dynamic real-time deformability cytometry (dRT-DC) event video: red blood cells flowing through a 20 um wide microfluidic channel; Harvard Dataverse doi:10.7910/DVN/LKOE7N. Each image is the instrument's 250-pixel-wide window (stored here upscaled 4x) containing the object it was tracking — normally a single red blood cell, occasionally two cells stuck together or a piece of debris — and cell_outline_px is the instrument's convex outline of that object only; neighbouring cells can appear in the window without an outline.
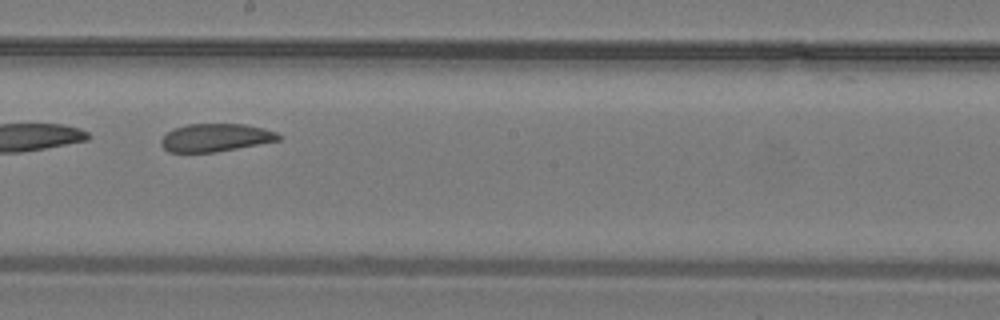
{"species": "common noctule bat (a hibernating species)", "species_latin": "Nyctalus noctula", "temperature_condition": "warm", "stored_images_in_passage": 32, "camera_frame_rate_fps": 3000, "um_per_image_px": 0.085, "animal": {"sex": "male", "body_mass_g": 19.2, "forearm_length_mm": 51.8}, "frame": {"image": 1, "passage_image": 19, "time_ms": 6.0, "image_size_px": [1000, 320], "cell_outline_px": [[280, 140], [216, 152], [168, 152], [160, 144], [160, 140], [168, 132], [176, 128], [188, 124], [244, 124], [264, 128], [276, 132], [280, 136]], "centroid_in_image_um": [18.32, 11.7], "position_along_channel_um": 229.9, "area_um2": 18.96}}
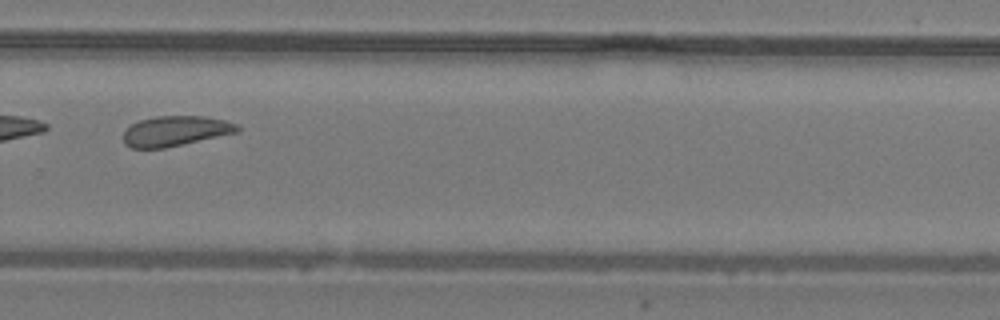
{"frame": {"image": 2, "passage_image": 23, "time_ms": 7.333, "image_size_px": [1000, 320], "cell_outline_px": [[240, 132], [164, 148], [132, 148], [124, 144], [124, 132], [132, 124], [140, 120], [156, 116], [204, 116], [224, 120], [236, 124], [240, 128]], "centroid_in_image_um": [14.93, 11.14], "position_along_channel_um": 314.9, "area_um2": 19.94}}
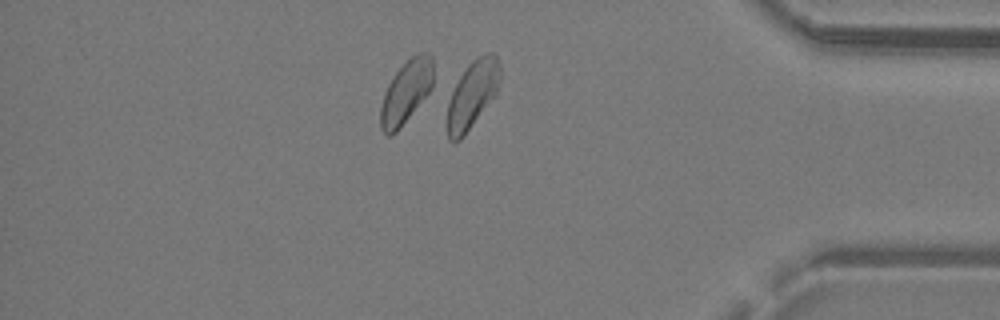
{"frame": {"image": 3, "passage_image": 28, "time_ms": 9.0, "image_size_px": [1000, 320], "cell_outline_px": [[500, 80], [496, 96], [464, 136], [460, 140], [452, 144], [448, 140], [448, 104], [452, 92], [460, 76], [468, 64], [472, 60], [484, 52], [492, 52], [496, 56], [500, 64]], "centroid_in_image_um": [40.18, 8.03], "position_along_channel_um": 395.0, "area_um2": 20.98}}